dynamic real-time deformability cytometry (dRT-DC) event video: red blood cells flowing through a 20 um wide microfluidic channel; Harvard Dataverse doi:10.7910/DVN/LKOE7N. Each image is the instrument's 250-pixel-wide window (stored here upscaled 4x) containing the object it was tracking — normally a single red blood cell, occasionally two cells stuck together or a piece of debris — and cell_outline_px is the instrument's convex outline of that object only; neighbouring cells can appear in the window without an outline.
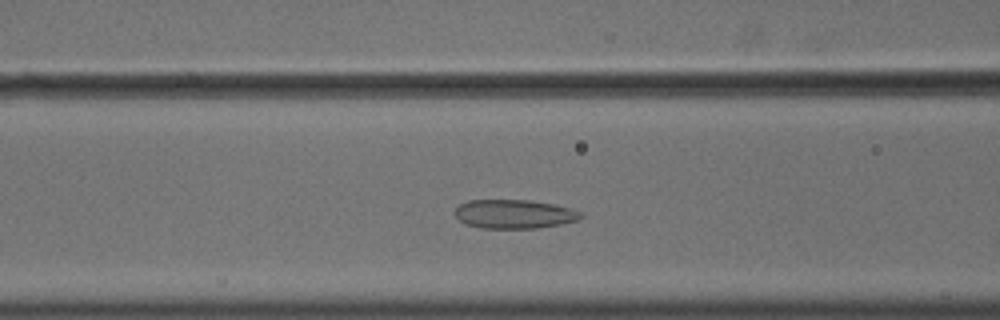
{"species": "common noctule bat (a hibernating species)", "species_latin": "Nyctalus noctula", "temperature_condition": "cold", "stored_images_in_passage": 50, "camera_frame_rate_fps": 3000, "um_per_image_px": 0.085, "animal": {"sex": "male", "body_mass_g": 18.8}, "frame": {"image": 1, "passage_image": 17, "time_ms": 5.333, "image_size_px": [1000, 320], "cell_outline_px": [[584, 216], [576, 220], [560, 224], [536, 228], [480, 228], [464, 224], [456, 216], [456, 208], [460, 204], [468, 200], [528, 200], [552, 204], [572, 208], [584, 212]], "centroid_in_image_um": [43.72, 18.19], "position_along_channel_um": 122.9, "area_um2": 21.21}}
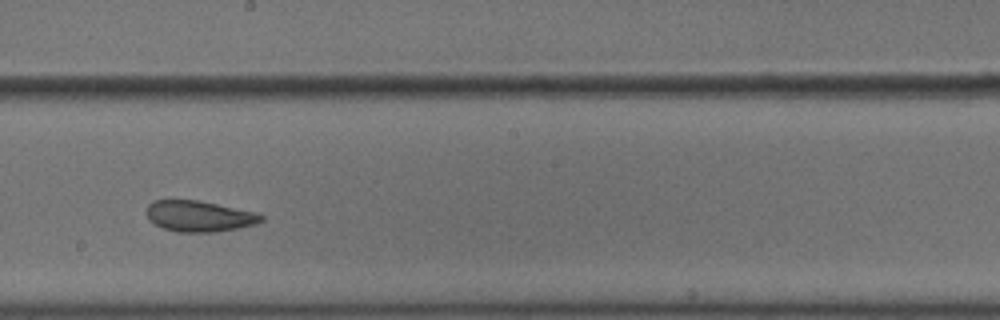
{"frame": {"image": 2, "passage_image": 26, "time_ms": 8.333, "image_size_px": [1000, 320], "cell_outline_px": [[264, 220], [256, 224], [216, 232], [176, 232], [164, 228], [148, 220], [148, 204], [152, 200], [200, 200], [256, 212], [264, 216]], "centroid_in_image_um": [16.95, 18.37], "position_along_channel_um": 231.3, "area_um2": 20.69}}
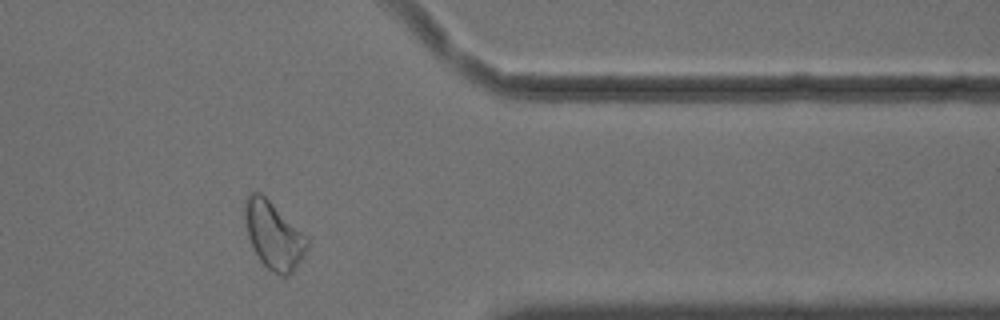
{"frame": {"image": 3, "passage_image": 40, "time_ms": 13.0, "image_size_px": [1000, 320], "cell_outline_px": [[308, 244], [300, 260], [292, 272], [288, 276], [280, 276], [272, 272], [260, 260], [252, 248], [248, 236], [244, 216], [244, 204], [248, 196], [252, 192], [260, 192], [308, 236]], "centroid_in_image_um": [23.25, 20.0], "position_along_channel_um": 388.2, "area_um2": 24.22}, "authors_computed_cell_mechanics": {"area_um2": 23.1489, "velocity_mm_per_s": 3.6139, "shape_relaxation_time_tau1_ms": null, "shape_relaxation_time_tau2_ms": 2.4794, "deformation_change_tau1": null, "deformation_change_tau2": 0.0849}}